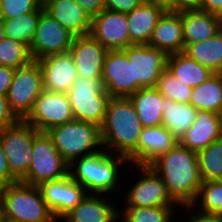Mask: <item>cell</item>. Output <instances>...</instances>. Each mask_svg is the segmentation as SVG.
Instances as JSON below:
<instances>
[{
	"label": "cell",
	"instance_id": "6da1fadb",
	"mask_svg": "<svg viewBox=\"0 0 222 222\" xmlns=\"http://www.w3.org/2000/svg\"><path fill=\"white\" fill-rule=\"evenodd\" d=\"M149 166L162 178L169 195L181 208L195 201L202 184L197 152L177 143Z\"/></svg>",
	"mask_w": 222,
	"mask_h": 222
},
{
	"label": "cell",
	"instance_id": "7a4b0ae2",
	"mask_svg": "<svg viewBox=\"0 0 222 222\" xmlns=\"http://www.w3.org/2000/svg\"><path fill=\"white\" fill-rule=\"evenodd\" d=\"M101 128L103 148L138 165L141 122L128 97H111Z\"/></svg>",
	"mask_w": 222,
	"mask_h": 222
},
{
	"label": "cell",
	"instance_id": "3957f363",
	"mask_svg": "<svg viewBox=\"0 0 222 222\" xmlns=\"http://www.w3.org/2000/svg\"><path fill=\"white\" fill-rule=\"evenodd\" d=\"M126 164L130 166L126 157L102 149L75 159L69 164V175L81 184L88 194L109 195L112 198L115 192L118 194L117 190L120 194L123 188L120 182L121 177L123 178L121 166L125 167Z\"/></svg>",
	"mask_w": 222,
	"mask_h": 222
},
{
	"label": "cell",
	"instance_id": "277c9868",
	"mask_svg": "<svg viewBox=\"0 0 222 222\" xmlns=\"http://www.w3.org/2000/svg\"><path fill=\"white\" fill-rule=\"evenodd\" d=\"M4 222H58L38 186L17 181L0 190Z\"/></svg>",
	"mask_w": 222,
	"mask_h": 222
},
{
	"label": "cell",
	"instance_id": "5b68a950",
	"mask_svg": "<svg viewBox=\"0 0 222 222\" xmlns=\"http://www.w3.org/2000/svg\"><path fill=\"white\" fill-rule=\"evenodd\" d=\"M47 133L52 138L57 151L68 164L82 156L104 149L101 128L92 122L74 119L52 127Z\"/></svg>",
	"mask_w": 222,
	"mask_h": 222
},
{
	"label": "cell",
	"instance_id": "8992f818",
	"mask_svg": "<svg viewBox=\"0 0 222 222\" xmlns=\"http://www.w3.org/2000/svg\"><path fill=\"white\" fill-rule=\"evenodd\" d=\"M67 95L75 120L99 126L103 124L111 97L105 91L101 78L78 76Z\"/></svg>",
	"mask_w": 222,
	"mask_h": 222
},
{
	"label": "cell",
	"instance_id": "52a82bcc",
	"mask_svg": "<svg viewBox=\"0 0 222 222\" xmlns=\"http://www.w3.org/2000/svg\"><path fill=\"white\" fill-rule=\"evenodd\" d=\"M69 174V164L57 151L47 132L39 131L33 139L32 160L22 183L38 186L42 182L57 180Z\"/></svg>",
	"mask_w": 222,
	"mask_h": 222
},
{
	"label": "cell",
	"instance_id": "ba28073f",
	"mask_svg": "<svg viewBox=\"0 0 222 222\" xmlns=\"http://www.w3.org/2000/svg\"><path fill=\"white\" fill-rule=\"evenodd\" d=\"M39 131L25 120L0 129L1 143L8 160L10 173L20 181L28 172L32 160L34 136Z\"/></svg>",
	"mask_w": 222,
	"mask_h": 222
},
{
	"label": "cell",
	"instance_id": "9c48e42d",
	"mask_svg": "<svg viewBox=\"0 0 222 222\" xmlns=\"http://www.w3.org/2000/svg\"><path fill=\"white\" fill-rule=\"evenodd\" d=\"M43 91L42 71L38 61L33 60L17 68L7 95L11 111L19 120H25Z\"/></svg>",
	"mask_w": 222,
	"mask_h": 222
},
{
	"label": "cell",
	"instance_id": "30bf717a",
	"mask_svg": "<svg viewBox=\"0 0 222 222\" xmlns=\"http://www.w3.org/2000/svg\"><path fill=\"white\" fill-rule=\"evenodd\" d=\"M138 172V180L130 184L123 202L124 207H158L178 205L169 195L166 185L157 172L149 165L128 166ZM138 169V170H137Z\"/></svg>",
	"mask_w": 222,
	"mask_h": 222
},
{
	"label": "cell",
	"instance_id": "8fae6325",
	"mask_svg": "<svg viewBox=\"0 0 222 222\" xmlns=\"http://www.w3.org/2000/svg\"><path fill=\"white\" fill-rule=\"evenodd\" d=\"M74 120L67 93L44 90L35 100L25 121L38 131L47 132L52 127Z\"/></svg>",
	"mask_w": 222,
	"mask_h": 222
},
{
	"label": "cell",
	"instance_id": "7c38bea8",
	"mask_svg": "<svg viewBox=\"0 0 222 222\" xmlns=\"http://www.w3.org/2000/svg\"><path fill=\"white\" fill-rule=\"evenodd\" d=\"M75 36L45 10L40 14L36 32L30 44V53L34 61L53 54L69 52Z\"/></svg>",
	"mask_w": 222,
	"mask_h": 222
},
{
	"label": "cell",
	"instance_id": "4fadbf2b",
	"mask_svg": "<svg viewBox=\"0 0 222 222\" xmlns=\"http://www.w3.org/2000/svg\"><path fill=\"white\" fill-rule=\"evenodd\" d=\"M132 61L133 80L140 88L155 87L161 73L167 67L168 55L148 44L131 45L124 50Z\"/></svg>",
	"mask_w": 222,
	"mask_h": 222
},
{
	"label": "cell",
	"instance_id": "5bb4252c",
	"mask_svg": "<svg viewBox=\"0 0 222 222\" xmlns=\"http://www.w3.org/2000/svg\"><path fill=\"white\" fill-rule=\"evenodd\" d=\"M38 187L48 209L58 222L88 194L69 174L57 180L42 182Z\"/></svg>",
	"mask_w": 222,
	"mask_h": 222
},
{
	"label": "cell",
	"instance_id": "9a60e30c",
	"mask_svg": "<svg viewBox=\"0 0 222 222\" xmlns=\"http://www.w3.org/2000/svg\"><path fill=\"white\" fill-rule=\"evenodd\" d=\"M101 80L110 97H128L139 90L133 80L132 61L124 50H108Z\"/></svg>",
	"mask_w": 222,
	"mask_h": 222
},
{
	"label": "cell",
	"instance_id": "2e32d148",
	"mask_svg": "<svg viewBox=\"0 0 222 222\" xmlns=\"http://www.w3.org/2000/svg\"><path fill=\"white\" fill-rule=\"evenodd\" d=\"M107 50H125L131 45L127 14L103 9L92 17L89 33Z\"/></svg>",
	"mask_w": 222,
	"mask_h": 222
},
{
	"label": "cell",
	"instance_id": "e0dca14e",
	"mask_svg": "<svg viewBox=\"0 0 222 222\" xmlns=\"http://www.w3.org/2000/svg\"><path fill=\"white\" fill-rule=\"evenodd\" d=\"M37 61L42 71L43 86L46 91L67 93L78 77L70 52L49 55Z\"/></svg>",
	"mask_w": 222,
	"mask_h": 222
},
{
	"label": "cell",
	"instance_id": "ac0fdd59",
	"mask_svg": "<svg viewBox=\"0 0 222 222\" xmlns=\"http://www.w3.org/2000/svg\"><path fill=\"white\" fill-rule=\"evenodd\" d=\"M79 77L101 78L108 50L90 34L75 37L69 50Z\"/></svg>",
	"mask_w": 222,
	"mask_h": 222
},
{
	"label": "cell",
	"instance_id": "d6986e66",
	"mask_svg": "<svg viewBox=\"0 0 222 222\" xmlns=\"http://www.w3.org/2000/svg\"><path fill=\"white\" fill-rule=\"evenodd\" d=\"M108 195L87 194L59 222H118L119 208ZM106 197V198H105ZM114 202V204H113ZM120 222V221H119Z\"/></svg>",
	"mask_w": 222,
	"mask_h": 222
},
{
	"label": "cell",
	"instance_id": "ffe728a7",
	"mask_svg": "<svg viewBox=\"0 0 222 222\" xmlns=\"http://www.w3.org/2000/svg\"><path fill=\"white\" fill-rule=\"evenodd\" d=\"M222 137V124L218 113L198 110L196 119L178 143L198 152Z\"/></svg>",
	"mask_w": 222,
	"mask_h": 222
},
{
	"label": "cell",
	"instance_id": "44dd1931",
	"mask_svg": "<svg viewBox=\"0 0 222 222\" xmlns=\"http://www.w3.org/2000/svg\"><path fill=\"white\" fill-rule=\"evenodd\" d=\"M148 45L167 55L184 52L181 12L165 11L159 18Z\"/></svg>",
	"mask_w": 222,
	"mask_h": 222
},
{
	"label": "cell",
	"instance_id": "7402d4cb",
	"mask_svg": "<svg viewBox=\"0 0 222 222\" xmlns=\"http://www.w3.org/2000/svg\"><path fill=\"white\" fill-rule=\"evenodd\" d=\"M43 6L73 36L89 35L92 18L74 0H49Z\"/></svg>",
	"mask_w": 222,
	"mask_h": 222
},
{
	"label": "cell",
	"instance_id": "603a6c76",
	"mask_svg": "<svg viewBox=\"0 0 222 222\" xmlns=\"http://www.w3.org/2000/svg\"><path fill=\"white\" fill-rule=\"evenodd\" d=\"M185 48L206 41L222 30V17L199 9L181 11Z\"/></svg>",
	"mask_w": 222,
	"mask_h": 222
},
{
	"label": "cell",
	"instance_id": "cb8c5ba5",
	"mask_svg": "<svg viewBox=\"0 0 222 222\" xmlns=\"http://www.w3.org/2000/svg\"><path fill=\"white\" fill-rule=\"evenodd\" d=\"M165 11L152 4L142 3L127 14L130 41L134 45L149 44L154 28Z\"/></svg>",
	"mask_w": 222,
	"mask_h": 222
},
{
	"label": "cell",
	"instance_id": "d4e9b609",
	"mask_svg": "<svg viewBox=\"0 0 222 222\" xmlns=\"http://www.w3.org/2000/svg\"><path fill=\"white\" fill-rule=\"evenodd\" d=\"M177 143L178 140L163 126L142 128L138 145V165H149Z\"/></svg>",
	"mask_w": 222,
	"mask_h": 222
},
{
	"label": "cell",
	"instance_id": "484cf974",
	"mask_svg": "<svg viewBox=\"0 0 222 222\" xmlns=\"http://www.w3.org/2000/svg\"><path fill=\"white\" fill-rule=\"evenodd\" d=\"M161 126L179 141L196 119L197 109L190 103L172 101L163 97Z\"/></svg>",
	"mask_w": 222,
	"mask_h": 222
},
{
	"label": "cell",
	"instance_id": "4316f807",
	"mask_svg": "<svg viewBox=\"0 0 222 222\" xmlns=\"http://www.w3.org/2000/svg\"><path fill=\"white\" fill-rule=\"evenodd\" d=\"M128 98L143 128L161 126L163 96L155 87L140 88Z\"/></svg>",
	"mask_w": 222,
	"mask_h": 222
},
{
	"label": "cell",
	"instance_id": "83f0119b",
	"mask_svg": "<svg viewBox=\"0 0 222 222\" xmlns=\"http://www.w3.org/2000/svg\"><path fill=\"white\" fill-rule=\"evenodd\" d=\"M166 69L180 82L192 88L202 84L214 74L184 52L168 55Z\"/></svg>",
	"mask_w": 222,
	"mask_h": 222
},
{
	"label": "cell",
	"instance_id": "f1b7e54d",
	"mask_svg": "<svg viewBox=\"0 0 222 222\" xmlns=\"http://www.w3.org/2000/svg\"><path fill=\"white\" fill-rule=\"evenodd\" d=\"M184 53L213 73L222 74V30L206 41L189 44Z\"/></svg>",
	"mask_w": 222,
	"mask_h": 222
},
{
	"label": "cell",
	"instance_id": "f546056e",
	"mask_svg": "<svg viewBox=\"0 0 222 222\" xmlns=\"http://www.w3.org/2000/svg\"><path fill=\"white\" fill-rule=\"evenodd\" d=\"M189 103L197 110L218 113L222 104V74L214 73L205 82L193 87Z\"/></svg>",
	"mask_w": 222,
	"mask_h": 222
},
{
	"label": "cell",
	"instance_id": "4dcf8cb0",
	"mask_svg": "<svg viewBox=\"0 0 222 222\" xmlns=\"http://www.w3.org/2000/svg\"><path fill=\"white\" fill-rule=\"evenodd\" d=\"M179 205L158 207H123L119 209L120 222H175ZM177 213V214H174ZM174 215V216H173Z\"/></svg>",
	"mask_w": 222,
	"mask_h": 222
},
{
	"label": "cell",
	"instance_id": "1f68e13d",
	"mask_svg": "<svg viewBox=\"0 0 222 222\" xmlns=\"http://www.w3.org/2000/svg\"><path fill=\"white\" fill-rule=\"evenodd\" d=\"M42 12L43 11H34L11 19H4L5 37L25 43L30 48Z\"/></svg>",
	"mask_w": 222,
	"mask_h": 222
},
{
	"label": "cell",
	"instance_id": "d6a6232c",
	"mask_svg": "<svg viewBox=\"0 0 222 222\" xmlns=\"http://www.w3.org/2000/svg\"><path fill=\"white\" fill-rule=\"evenodd\" d=\"M202 181L222 179V137L197 152Z\"/></svg>",
	"mask_w": 222,
	"mask_h": 222
},
{
	"label": "cell",
	"instance_id": "836d02e7",
	"mask_svg": "<svg viewBox=\"0 0 222 222\" xmlns=\"http://www.w3.org/2000/svg\"><path fill=\"white\" fill-rule=\"evenodd\" d=\"M191 206L204 213L222 214V179L202 181Z\"/></svg>",
	"mask_w": 222,
	"mask_h": 222
},
{
	"label": "cell",
	"instance_id": "e575fe53",
	"mask_svg": "<svg viewBox=\"0 0 222 222\" xmlns=\"http://www.w3.org/2000/svg\"><path fill=\"white\" fill-rule=\"evenodd\" d=\"M32 61L30 48L25 43L6 37L0 40V66L17 69L30 64Z\"/></svg>",
	"mask_w": 222,
	"mask_h": 222
},
{
	"label": "cell",
	"instance_id": "d590c367",
	"mask_svg": "<svg viewBox=\"0 0 222 222\" xmlns=\"http://www.w3.org/2000/svg\"><path fill=\"white\" fill-rule=\"evenodd\" d=\"M155 88L163 97L182 103H189L193 90L191 86H187L175 78L167 69L161 73Z\"/></svg>",
	"mask_w": 222,
	"mask_h": 222
},
{
	"label": "cell",
	"instance_id": "8d00e7d4",
	"mask_svg": "<svg viewBox=\"0 0 222 222\" xmlns=\"http://www.w3.org/2000/svg\"><path fill=\"white\" fill-rule=\"evenodd\" d=\"M44 10L40 0H0V18L2 20Z\"/></svg>",
	"mask_w": 222,
	"mask_h": 222
},
{
	"label": "cell",
	"instance_id": "74e56055",
	"mask_svg": "<svg viewBox=\"0 0 222 222\" xmlns=\"http://www.w3.org/2000/svg\"><path fill=\"white\" fill-rule=\"evenodd\" d=\"M184 208V210H182ZM180 210H182L183 212H180ZM179 214L182 217L181 213H186L188 216H184L182 217L183 219L185 218L187 221L185 220H181L182 222H222V214H209V213H204L201 211H198L196 209H194L191 205L188 206H184L182 208L179 209Z\"/></svg>",
	"mask_w": 222,
	"mask_h": 222
},
{
	"label": "cell",
	"instance_id": "f35d334b",
	"mask_svg": "<svg viewBox=\"0 0 222 222\" xmlns=\"http://www.w3.org/2000/svg\"><path fill=\"white\" fill-rule=\"evenodd\" d=\"M142 3L143 0H104L106 10L124 14H128Z\"/></svg>",
	"mask_w": 222,
	"mask_h": 222
},
{
	"label": "cell",
	"instance_id": "ab89813d",
	"mask_svg": "<svg viewBox=\"0 0 222 222\" xmlns=\"http://www.w3.org/2000/svg\"><path fill=\"white\" fill-rule=\"evenodd\" d=\"M19 119L11 111L7 96L0 95V129L16 124Z\"/></svg>",
	"mask_w": 222,
	"mask_h": 222
},
{
	"label": "cell",
	"instance_id": "60d3db41",
	"mask_svg": "<svg viewBox=\"0 0 222 222\" xmlns=\"http://www.w3.org/2000/svg\"><path fill=\"white\" fill-rule=\"evenodd\" d=\"M18 180L10 173L8 160L6 158L0 138V189Z\"/></svg>",
	"mask_w": 222,
	"mask_h": 222
},
{
	"label": "cell",
	"instance_id": "b9f144b4",
	"mask_svg": "<svg viewBox=\"0 0 222 222\" xmlns=\"http://www.w3.org/2000/svg\"><path fill=\"white\" fill-rule=\"evenodd\" d=\"M15 68L0 66V95L7 96L15 74Z\"/></svg>",
	"mask_w": 222,
	"mask_h": 222
},
{
	"label": "cell",
	"instance_id": "7bdbcfd3",
	"mask_svg": "<svg viewBox=\"0 0 222 222\" xmlns=\"http://www.w3.org/2000/svg\"><path fill=\"white\" fill-rule=\"evenodd\" d=\"M92 18L105 9L104 0H74Z\"/></svg>",
	"mask_w": 222,
	"mask_h": 222
},
{
	"label": "cell",
	"instance_id": "ee69618b",
	"mask_svg": "<svg viewBox=\"0 0 222 222\" xmlns=\"http://www.w3.org/2000/svg\"><path fill=\"white\" fill-rule=\"evenodd\" d=\"M199 10L222 17V0H200Z\"/></svg>",
	"mask_w": 222,
	"mask_h": 222
},
{
	"label": "cell",
	"instance_id": "f6af8a7d",
	"mask_svg": "<svg viewBox=\"0 0 222 222\" xmlns=\"http://www.w3.org/2000/svg\"><path fill=\"white\" fill-rule=\"evenodd\" d=\"M200 0H172V11L181 12L185 10L199 9Z\"/></svg>",
	"mask_w": 222,
	"mask_h": 222
},
{
	"label": "cell",
	"instance_id": "bcb514c9",
	"mask_svg": "<svg viewBox=\"0 0 222 222\" xmlns=\"http://www.w3.org/2000/svg\"><path fill=\"white\" fill-rule=\"evenodd\" d=\"M143 2L158 6L164 11H172V0H143Z\"/></svg>",
	"mask_w": 222,
	"mask_h": 222
},
{
	"label": "cell",
	"instance_id": "7dc6e473",
	"mask_svg": "<svg viewBox=\"0 0 222 222\" xmlns=\"http://www.w3.org/2000/svg\"><path fill=\"white\" fill-rule=\"evenodd\" d=\"M5 37L3 20L0 18V40Z\"/></svg>",
	"mask_w": 222,
	"mask_h": 222
},
{
	"label": "cell",
	"instance_id": "c3c4849f",
	"mask_svg": "<svg viewBox=\"0 0 222 222\" xmlns=\"http://www.w3.org/2000/svg\"><path fill=\"white\" fill-rule=\"evenodd\" d=\"M0 222H4L1 204H0Z\"/></svg>",
	"mask_w": 222,
	"mask_h": 222
},
{
	"label": "cell",
	"instance_id": "681fc988",
	"mask_svg": "<svg viewBox=\"0 0 222 222\" xmlns=\"http://www.w3.org/2000/svg\"><path fill=\"white\" fill-rule=\"evenodd\" d=\"M218 116H219V118L221 120V124H222V104H221L220 110L218 112Z\"/></svg>",
	"mask_w": 222,
	"mask_h": 222
},
{
	"label": "cell",
	"instance_id": "f907efd6",
	"mask_svg": "<svg viewBox=\"0 0 222 222\" xmlns=\"http://www.w3.org/2000/svg\"><path fill=\"white\" fill-rule=\"evenodd\" d=\"M41 1V3L44 5L47 1H49V0H40Z\"/></svg>",
	"mask_w": 222,
	"mask_h": 222
}]
</instances>
